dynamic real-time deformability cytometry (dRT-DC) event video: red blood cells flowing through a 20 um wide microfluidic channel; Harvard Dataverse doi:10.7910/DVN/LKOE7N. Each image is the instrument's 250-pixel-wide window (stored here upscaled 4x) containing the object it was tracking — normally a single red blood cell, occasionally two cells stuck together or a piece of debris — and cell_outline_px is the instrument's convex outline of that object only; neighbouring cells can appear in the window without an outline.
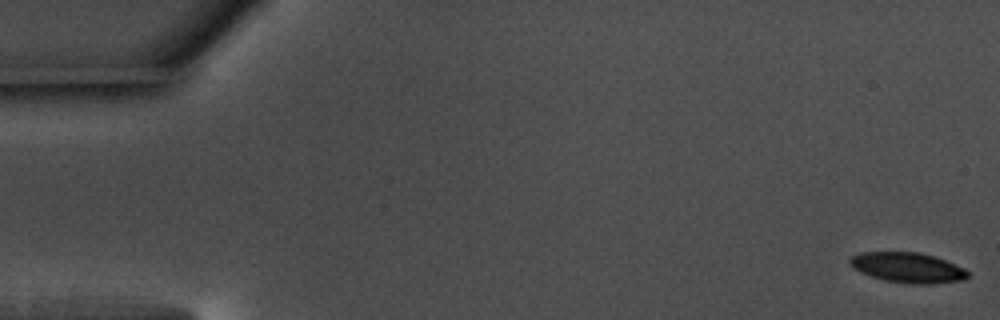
{"species": "common noctule bat (a hibernating species)", "species_latin": "Nyctalus noctula", "temperature_condition": "warm", "stored_images_in_passage": 56, "camera_frame_rate_fps": 3000, "um_per_image_px": 0.085, "animal": {"sex": "male", "body_mass_g": 17.5, "forearm_length_mm": 52.3}, "frame": {"image": 1, "passage_image": 1, "time_ms": 0.0, "image_size_px": [1000, 320], "cell_outline_px": [[972, 276], [964, 280], [928, 284], [912, 284], [884, 280], [860, 272], [852, 268], [848, 260], [852, 256], [860, 252], [920, 252], [944, 260], [964, 268]], "centroid_in_image_um": [77.15, 22.75], "position_along_channel_um": 7.8, "area_um2": 20.75}}
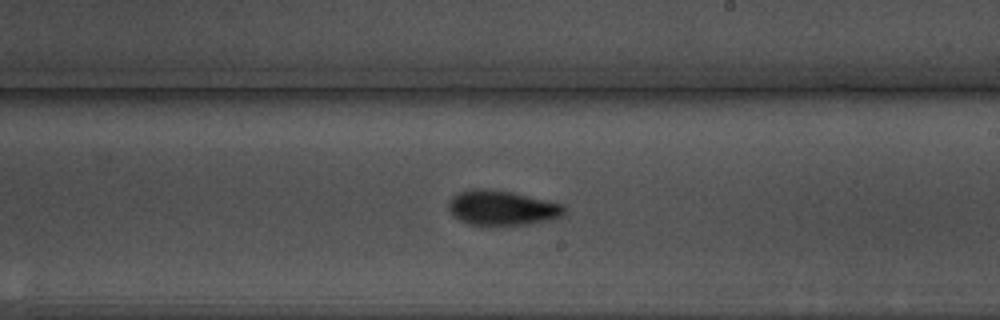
{"frame": {"image": 2, "passage_image": 33, "time_ms": 10.667, "image_size_px": [1000, 320], "cell_outline_px": [[564, 216], [548, 220], [528, 224], [472, 224], [460, 220], [448, 208], [448, 204], [452, 196], [460, 192], [472, 188], [480, 188], [512, 192], [564, 204]], "centroid_in_image_um": [42.7, 17.65], "position_along_channel_um": 246.3, "area_um2": 23.06}}
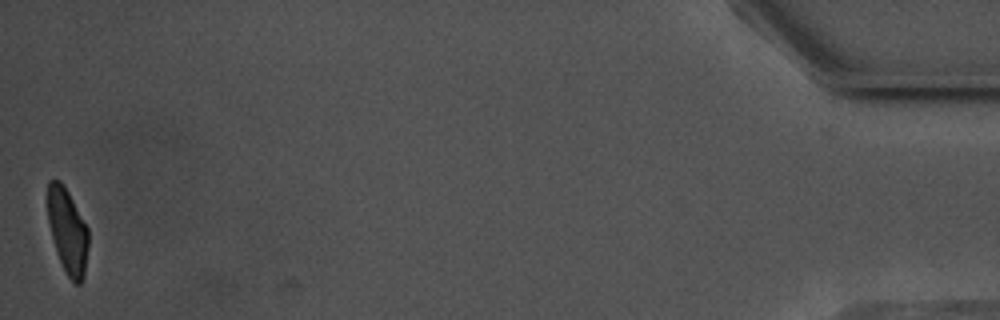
{"frame": {"image": 3, "passage_image": 56, "time_ms": 18.333, "image_size_px": [1000, 320], "cell_outline_px": [[88, 248], [84, 276], [80, 284], [76, 284], [68, 276], [60, 260], [52, 236], [48, 220], [48, 180], [60, 180], [64, 184], [88, 228]], "centroid_in_image_um": [5.76, 19.61], "position_along_channel_um": 429.4, "area_um2": 19.88}, "authors_computed_cell_mechanics": {"area_um2": 22.2819, "velocity_mm_per_s": 3.6518, "shape_relaxation_time_tau1_ms": 3.6374, "shape_relaxation_time_tau2_ms": 3.7302, "deformation_change_tau1": 0.1362, "deformation_change_tau2": 0.0996}}